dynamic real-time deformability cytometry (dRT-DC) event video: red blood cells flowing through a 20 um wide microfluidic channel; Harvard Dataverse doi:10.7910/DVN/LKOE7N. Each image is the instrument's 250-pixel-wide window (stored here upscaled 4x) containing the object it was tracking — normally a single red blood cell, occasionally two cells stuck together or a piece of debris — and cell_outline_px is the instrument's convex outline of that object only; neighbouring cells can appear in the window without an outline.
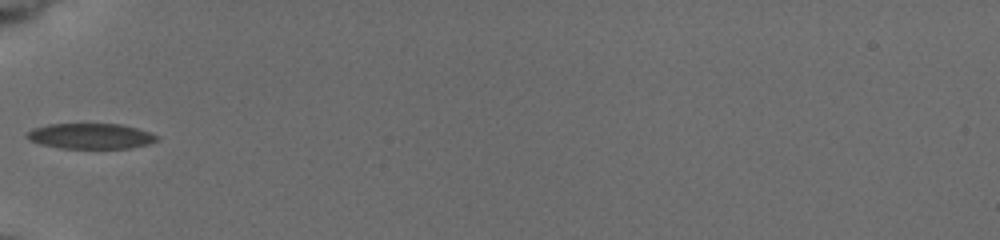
{"species": "common noctule bat (a hibernating species)", "species_latin": "Nyctalus noctula", "temperature_condition": "cold", "stored_images_in_passage": 18, "camera_frame_rate_fps": 3000, "um_per_image_px": 0.085, "animal": {"sex": "female", "body_mass_g": 19.5, "forearm_length_mm": 54.1}, "frame": {"image": 1, "passage_image": 11, "time_ms": 7.0, "image_size_px": [1000, 240], "cell_outline_px": [[160, 140], [148, 144], [132, 148], [60, 148], [40, 144], [28, 140], [24, 136], [32, 128], [48, 124], [120, 124], [136, 128], [160, 136]], "centroid_in_image_um": [7.7, 11.57], "position_along_channel_um": 77.3, "area_um2": 19.42}}
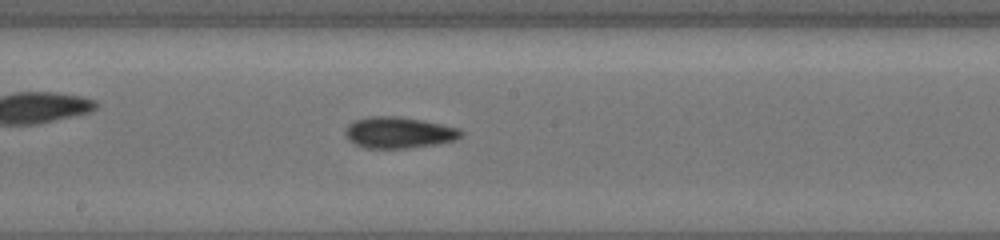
{"frame": {"image": 2, "passage_image": 18, "time_ms": 10.667, "image_size_px": [1000, 240], "cell_outline_px": [[464, 132], [456, 140], [436, 144], [408, 148], [364, 148], [348, 140], [344, 136], [344, 132], [348, 124], [356, 120], [368, 116], [400, 116], [460, 128]], "centroid_in_image_um": [33.87, 11.27], "position_along_channel_um": 214.3, "area_um2": 21.15}}